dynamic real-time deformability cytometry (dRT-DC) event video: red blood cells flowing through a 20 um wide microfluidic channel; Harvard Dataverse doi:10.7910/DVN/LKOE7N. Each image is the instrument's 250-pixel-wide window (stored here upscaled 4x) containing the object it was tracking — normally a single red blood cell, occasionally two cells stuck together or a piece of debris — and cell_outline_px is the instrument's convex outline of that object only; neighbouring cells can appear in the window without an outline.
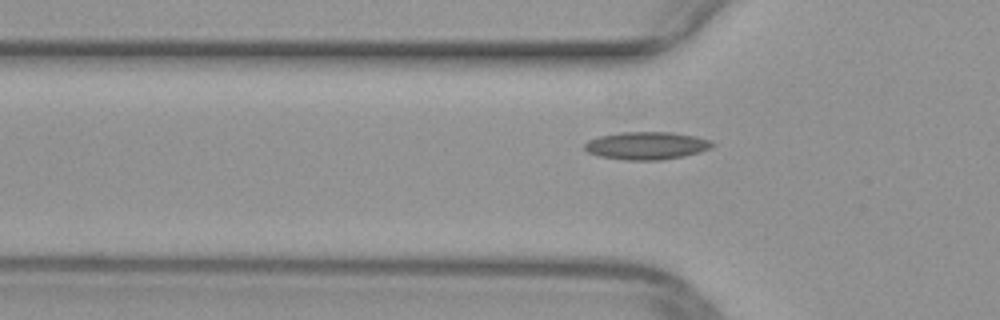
{"species": "common noctule bat (a hibernating species)", "species_latin": "Nyctalus noctula", "temperature_condition": "warm", "stored_images_in_passage": 32, "camera_frame_rate_fps": 3000, "um_per_image_px": 0.085, "animal": {"sex": "female", "body_mass_g": 29.2, "forearm_length_mm": 56.3}, "frame": {"image": 1, "passage_image": 2, "time_ms": 0.333, "image_size_px": [1000, 320], "cell_outline_px": [[716, 144], [712, 148], [700, 152], [684, 156], [660, 160], [624, 160], [600, 156], [588, 152], [584, 148], [584, 144], [588, 140], [600, 136], [620, 132], [672, 132], [696, 136], [712, 140]], "centroid_in_image_um": [55.0, 12.37], "position_along_channel_um": 70.8, "area_um2": 20.81}}
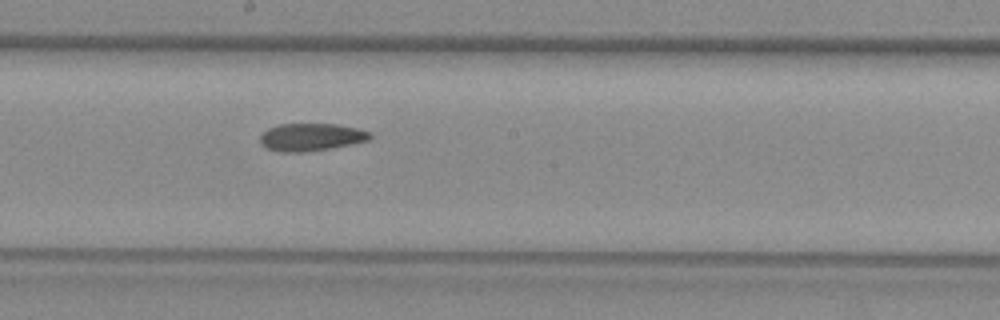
{"frame": {"image": 2, "passage_image": 13, "time_ms": 4.0, "image_size_px": [1000, 320], "cell_outline_px": [[372, 136], [368, 140], [352, 144], [328, 148], [300, 152], [280, 152], [264, 148], [260, 144], [260, 136], [268, 128], [280, 124], [336, 124], [356, 128], [372, 132]], "centroid_in_image_um": [26.42, 11.65], "position_along_channel_um": 221.8, "area_um2": 17.63}}
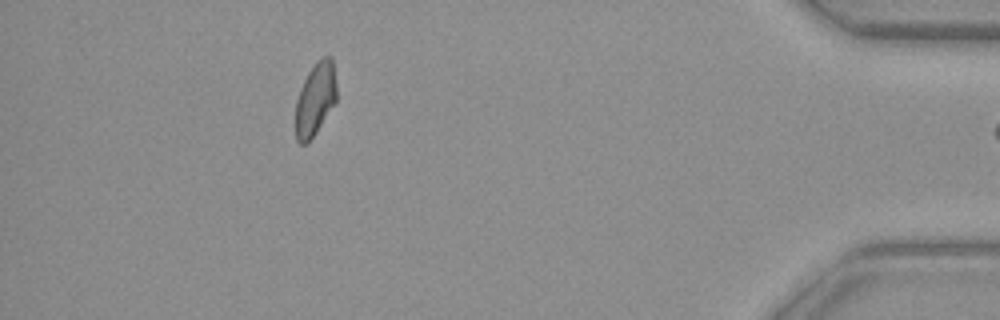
{"frame": {"image": 3, "passage_image": 31, "time_ms": 10.0, "image_size_px": [1000, 320], "cell_outline_px": [[336, 100], [316, 132], [304, 144], [300, 144], [296, 140], [296, 100], [300, 88], [308, 72], [316, 60], [320, 56], [332, 56], [336, 84]], "centroid_in_image_um": [26.8, 8.36], "position_along_channel_um": 408.4, "area_um2": 17.28}}